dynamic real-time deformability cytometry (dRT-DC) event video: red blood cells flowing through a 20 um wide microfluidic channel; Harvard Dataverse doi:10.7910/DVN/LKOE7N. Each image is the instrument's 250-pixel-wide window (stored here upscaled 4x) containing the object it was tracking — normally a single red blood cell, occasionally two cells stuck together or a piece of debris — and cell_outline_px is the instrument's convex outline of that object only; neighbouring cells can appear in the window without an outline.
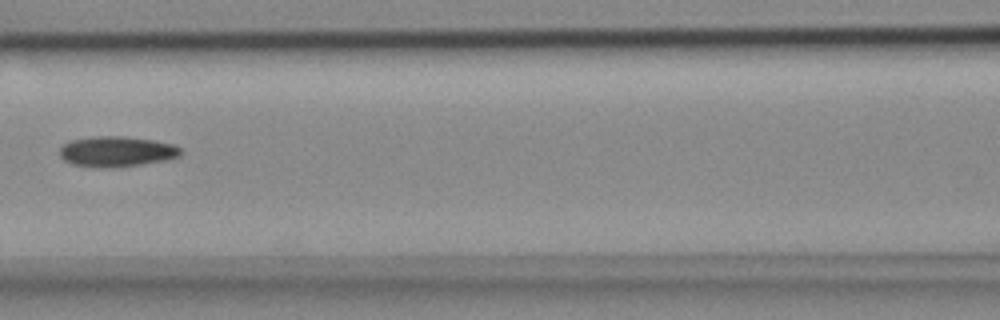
{"species": "common noctule bat (a hibernating species)", "species_latin": "Nyctalus noctula", "temperature_condition": "cold", "stored_images_in_passage": 6, "camera_frame_rate_fps": 3000, "um_per_image_px": 0.085, "animal": {"sex": "female", "body_mass_g": 18.4}, "frame": {"image": 1, "passage_image": 6, "time_ms": 1.667, "image_size_px": [1000, 320], "cell_outline_px": [[180, 156], [168, 160], [144, 164], [116, 168], [104, 168], [72, 164], [64, 160], [60, 156], [60, 148], [64, 144], [72, 140], [92, 136], [124, 136], [152, 140], [172, 144], [180, 148]], "centroid_in_image_um": [9.92, 12.89], "position_along_channel_um": 156.7, "area_um2": 21.56}}